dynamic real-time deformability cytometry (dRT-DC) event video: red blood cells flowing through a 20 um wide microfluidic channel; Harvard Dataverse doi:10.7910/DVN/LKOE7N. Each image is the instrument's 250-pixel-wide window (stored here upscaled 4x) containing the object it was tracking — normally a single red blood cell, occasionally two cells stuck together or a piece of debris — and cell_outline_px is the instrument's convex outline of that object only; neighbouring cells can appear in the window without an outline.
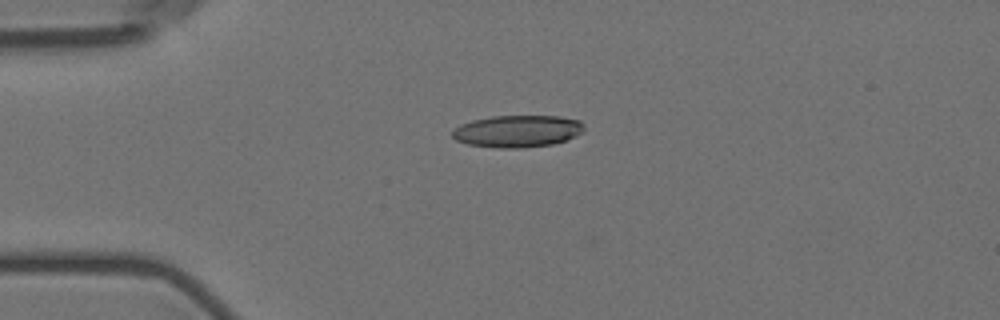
{"species": "Egyptian fruit bat (a non-hibernating species)", "species_latin": "Rousettus aegyptiacus", "temperature_condition": "room temperature", "stored_images_in_passage": 4, "camera_frame_rate_fps": 3000, "um_per_image_px": 0.085, "animal": {"sex": "female"}, "frame": {"image": 1, "passage_image": 2, "time_ms": 1.0, "image_size_px": [1000, 320], "cell_outline_px": [[584, 132], [576, 136], [552, 144], [524, 148], [500, 148], [468, 144], [456, 140], [452, 136], [452, 132], [460, 124], [472, 120], [492, 116], [560, 116], [580, 120], [584, 124]], "centroid_in_image_um": [44.01, 11.14], "position_along_channel_um": 41.0, "area_um2": 24.68}}
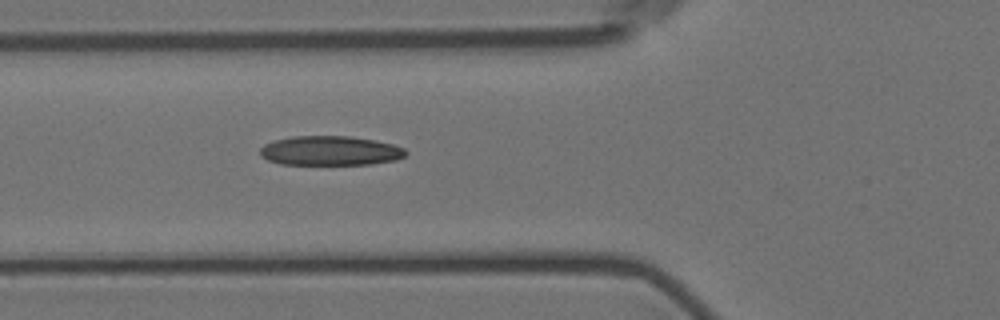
{"frame": {"image": 2, "passage_image": 4, "time_ms": 3.333, "image_size_px": [1000, 320], "cell_outline_px": [[408, 152], [404, 156], [396, 160], [372, 164], [280, 164], [268, 160], [260, 156], [260, 148], [264, 144], [276, 140], [292, 136], [348, 136], [376, 140], [392, 144], [404, 148]], "centroid_in_image_um": [28.07, 12.81], "position_along_channel_um": 97.7, "area_um2": 25.03}}